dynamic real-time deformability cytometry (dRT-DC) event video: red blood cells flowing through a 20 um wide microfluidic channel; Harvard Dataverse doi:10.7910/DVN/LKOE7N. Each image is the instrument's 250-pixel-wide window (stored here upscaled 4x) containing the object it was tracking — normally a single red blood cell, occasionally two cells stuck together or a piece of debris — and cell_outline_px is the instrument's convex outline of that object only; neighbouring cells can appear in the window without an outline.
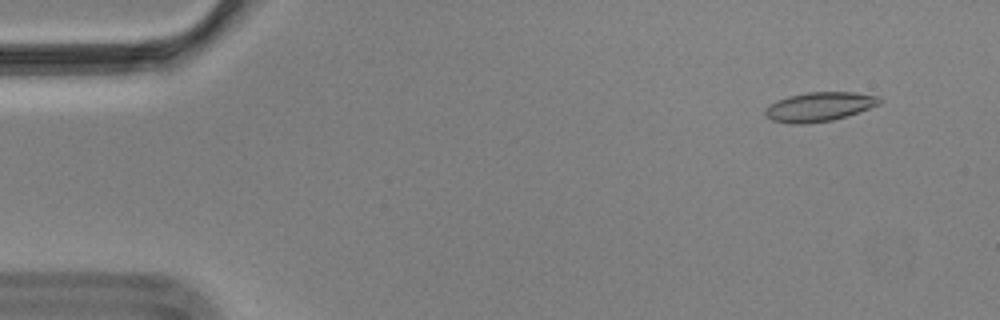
{"species": "Egyptian fruit bat (a non-hibernating species)", "species_latin": "Rousettus aegyptiacus", "temperature_condition": "cold", "stored_images_in_passage": 57, "camera_frame_rate_fps": 3000, "um_per_image_px": 0.085, "animal": {"sex": "male"}, "frame": {"image": 1, "passage_image": 5, "time_ms": 1.333, "image_size_px": [1000, 320], "cell_outline_px": [[884, 100], [880, 104], [832, 120], [808, 124], [792, 124], [772, 120], [764, 116], [764, 108], [768, 104], [776, 100], [788, 96], [808, 92], [856, 92], [880, 96]], "centroid_in_image_um": [69.6, 9.06], "position_along_channel_um": 15.4, "area_um2": 19.65}}
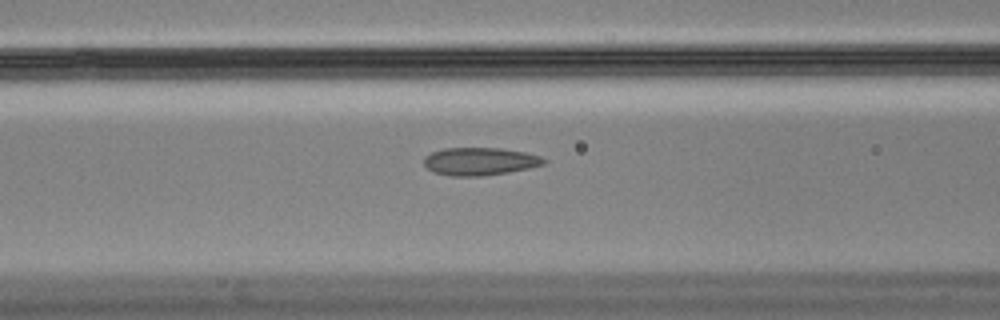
{"frame": {"image": 2, "passage_image": 23, "time_ms": 7.333, "image_size_px": [1000, 320], "cell_outline_px": [[548, 160], [544, 164], [528, 168], [508, 172], [480, 176], [452, 176], [432, 172], [424, 164], [424, 156], [432, 152], [444, 148], [500, 148], [524, 152], [540, 156]], "centroid_in_image_um": [40.77, 13.71], "position_along_channel_um": 125.8, "area_um2": 19.36}}
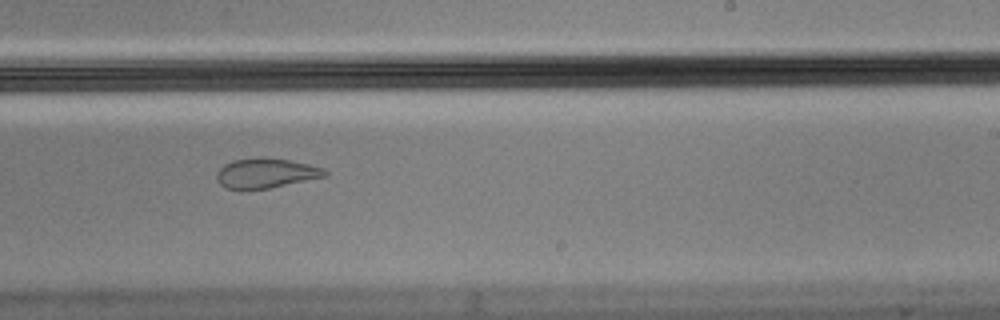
{"frame": {"image": 3, "passage_image": 35, "time_ms": 11.333, "image_size_px": [1000, 320], "cell_outline_px": [[328, 176], [268, 188], [240, 192], [224, 188], [216, 180], [216, 172], [224, 164], [232, 160], [260, 156], [288, 160], [308, 164], [324, 168], [328, 172]], "centroid_in_image_um": [22.53, 14.74], "position_along_channel_um": 266.5, "area_um2": 19.42}}